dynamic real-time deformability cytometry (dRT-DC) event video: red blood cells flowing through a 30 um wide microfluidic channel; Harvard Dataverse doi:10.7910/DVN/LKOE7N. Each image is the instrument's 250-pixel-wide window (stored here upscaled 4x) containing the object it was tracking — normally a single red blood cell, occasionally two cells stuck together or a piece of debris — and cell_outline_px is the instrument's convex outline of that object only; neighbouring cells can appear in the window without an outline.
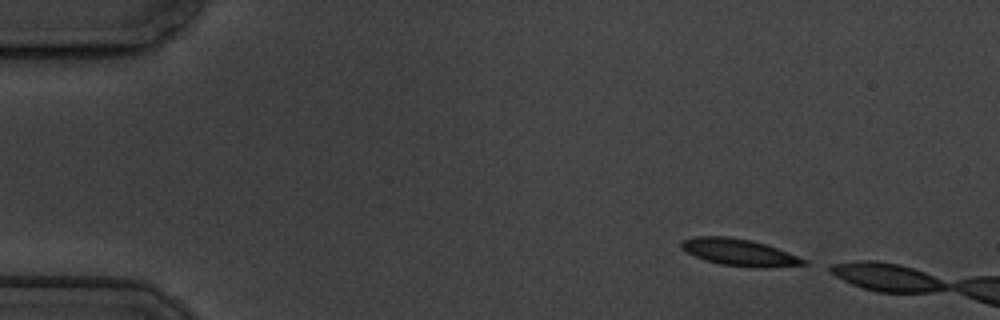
{"species": "common noctule bat (a hibernating species)", "species_latin": "Nyctalus noctula", "temperature_condition": "cold", "stored_images_in_passage": 3, "camera_frame_rate_fps": 3000, "um_per_image_px": 0.085, "animal": {"sex": "male", "body_mass_g": 19.5, "forearm_length_mm": 54.6}, "frame": {"image": 1, "passage_image": 1, "time_ms": 0.0, "image_size_px": [1000, 320], "cell_outline_px": [[808, 264], [764, 268], [752, 268], [720, 264], [704, 260], [680, 248], [680, 240], [696, 236], [728, 236], [752, 240], [776, 248], [808, 260]], "centroid_in_image_um": [62.82, 21.45], "position_along_channel_um": 22.2, "area_um2": 19.25}}